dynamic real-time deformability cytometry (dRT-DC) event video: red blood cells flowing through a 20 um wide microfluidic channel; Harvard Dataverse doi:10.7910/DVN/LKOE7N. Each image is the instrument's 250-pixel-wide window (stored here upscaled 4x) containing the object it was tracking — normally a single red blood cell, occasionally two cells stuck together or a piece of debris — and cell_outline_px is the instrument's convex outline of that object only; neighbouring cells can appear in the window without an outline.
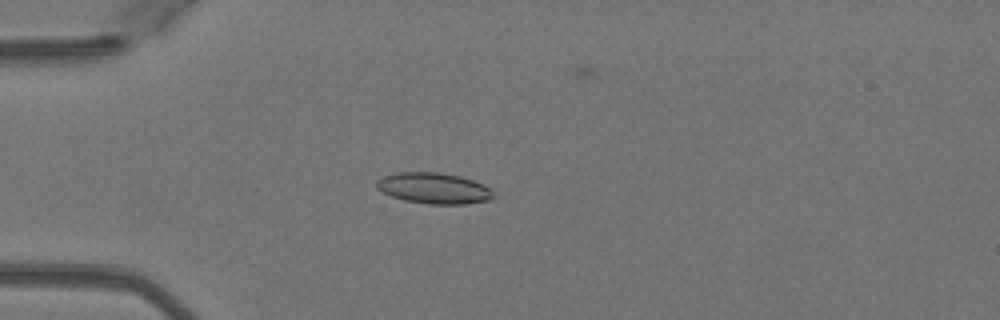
{"species": "Egyptian fruit bat (a non-hibernating species)", "species_latin": "Rousettus aegyptiacus", "temperature_condition": "warm", "stored_images_in_passage": 44, "camera_frame_rate_fps": 3000, "um_per_image_px": 0.085, "animal": {"sex": "female"}, "frame": {"image": 1, "passage_image": 8, "time_ms": 2.333, "image_size_px": [1000, 320], "cell_outline_px": [[492, 196], [488, 200], [464, 204], [432, 204], [404, 200], [392, 196], [376, 188], [376, 180], [384, 176], [396, 172], [440, 172], [460, 176], [484, 184], [492, 192]], "centroid_in_image_um": [36.84, 15.98], "position_along_channel_um": 48.2, "area_um2": 20.87}}
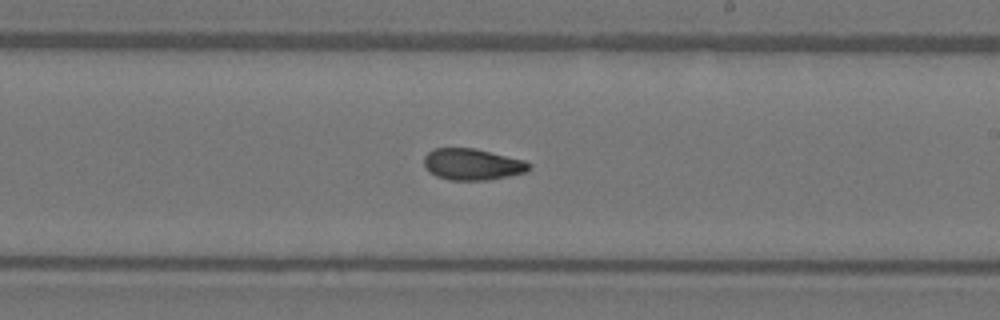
{"frame": {"image": 2, "passage_image": 24, "time_ms": 7.667, "image_size_px": [1000, 320], "cell_outline_px": [[532, 168], [524, 172], [508, 176], [488, 180], [448, 180], [436, 176], [428, 172], [424, 164], [424, 156], [432, 148], [472, 148], [524, 160], [532, 164]], "centroid_in_image_um": [40.12, 13.97], "position_along_channel_um": 248.9, "area_um2": 19.25}}
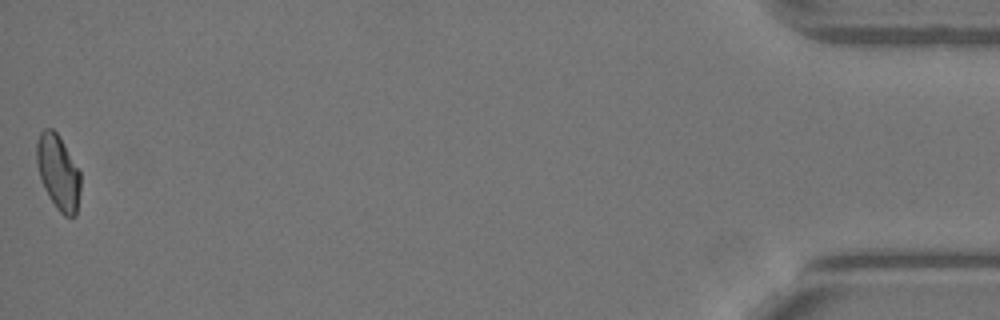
{"frame": {"image": 3, "passage_image": 44, "time_ms": 14.333, "image_size_px": [1000, 320], "cell_outline_px": [[80, 192], [76, 216], [64, 216], [56, 208], [44, 188], [36, 164], [36, 140], [40, 132], [44, 128], [52, 128], [56, 132], [80, 172]], "centroid_in_image_um": [4.93, 14.65], "position_along_channel_um": 430.3, "area_um2": 19.02}, "authors_computed_cell_mechanics": {"area_um2": 19.6809, "velocity_mm_per_s": 4.0851, "shape_relaxation_time_tau1_ms": null, "shape_relaxation_time_tau2_ms": 2.7136, "deformation_change_tau1": null, "deformation_change_tau2": 0.0815}}